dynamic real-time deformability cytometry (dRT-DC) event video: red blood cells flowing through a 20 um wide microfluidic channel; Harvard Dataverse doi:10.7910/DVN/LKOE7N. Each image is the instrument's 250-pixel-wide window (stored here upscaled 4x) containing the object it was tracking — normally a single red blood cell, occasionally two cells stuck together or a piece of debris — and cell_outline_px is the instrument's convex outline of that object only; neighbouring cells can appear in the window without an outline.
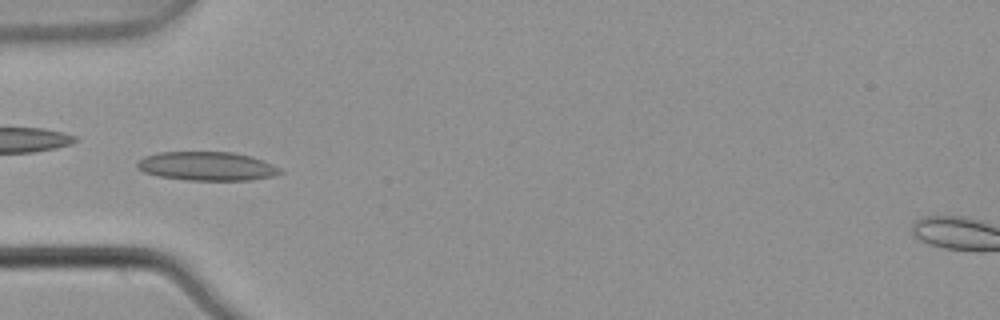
{"species": "common noctule bat (a hibernating species)", "species_latin": "Nyctalus noctula", "temperature_condition": "warm", "stored_images_in_passage": 5, "camera_frame_rate_fps": 3000, "um_per_image_px": 0.085, "animal": {"sex": "male", "body_mass_g": 21.5, "forearm_length_mm": 52.0}, "frame": {"image": 1, "passage_image": 4, "time_ms": 1.0, "image_size_px": [1000, 320], "cell_outline_px": [[284, 172], [276, 176], [252, 180], [188, 180], [160, 176], [144, 172], [136, 168], [136, 164], [144, 156], [160, 152], [232, 152], [252, 156], [264, 160], [280, 168]], "centroid_in_image_um": [17.64, 14.12], "position_along_channel_um": 67.4, "area_um2": 24.16}}
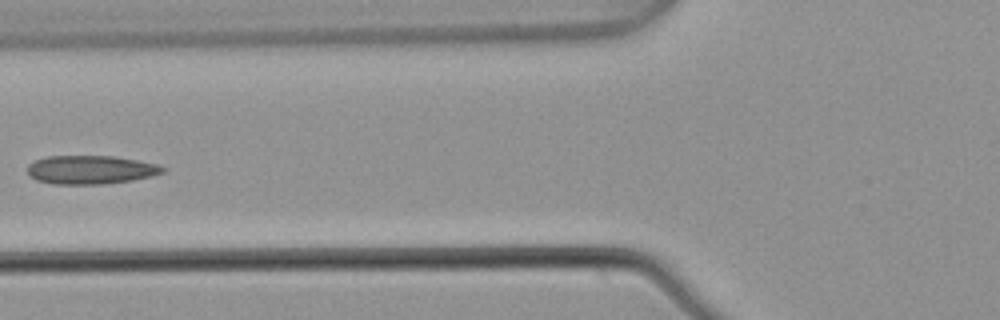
{"frame": {"image": 2, "passage_image": 5, "time_ms": 1.333, "image_size_px": [1000, 320], "cell_outline_px": [[168, 168], [164, 172], [152, 176], [132, 180], [104, 184], [52, 184], [36, 180], [28, 176], [28, 164], [36, 160], [48, 156], [112, 156], [136, 160], [156, 164]], "centroid_in_image_um": [7.7, 14.43], "position_along_channel_um": 118.1, "area_um2": 22.6}}